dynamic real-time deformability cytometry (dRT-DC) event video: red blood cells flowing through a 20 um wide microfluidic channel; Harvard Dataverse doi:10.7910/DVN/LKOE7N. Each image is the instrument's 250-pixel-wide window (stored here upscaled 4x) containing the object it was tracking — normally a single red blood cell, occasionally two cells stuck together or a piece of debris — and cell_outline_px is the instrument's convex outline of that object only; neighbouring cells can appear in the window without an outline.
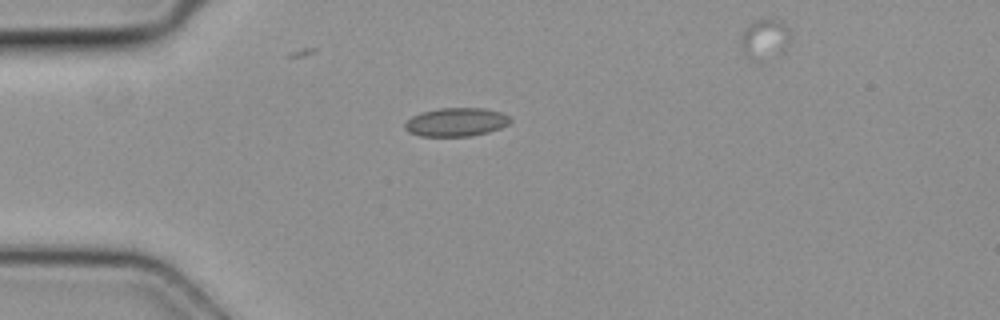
{"species": "common noctule bat (a hibernating species)", "species_latin": "Nyctalus noctula", "temperature_condition": "cold", "stored_images_in_passage": 2, "camera_frame_rate_fps": 3000, "um_per_image_px": 0.085, "animal": {"sex": "female", "body_mass_g": 19.3, "forearm_length_mm": 54.1}, "frame": {"image": 1, "passage_image": 1, "time_ms": 0.0, "image_size_px": [1000, 320], "cell_outline_px": [[512, 120], [508, 124], [500, 128], [488, 132], [472, 136], [420, 136], [408, 132], [404, 128], [404, 124], [412, 116], [420, 112], [440, 108], [484, 108], [500, 112], [508, 116]], "centroid_in_image_um": [38.75, 10.38], "position_along_channel_um": 46.2, "area_um2": 17.57}}